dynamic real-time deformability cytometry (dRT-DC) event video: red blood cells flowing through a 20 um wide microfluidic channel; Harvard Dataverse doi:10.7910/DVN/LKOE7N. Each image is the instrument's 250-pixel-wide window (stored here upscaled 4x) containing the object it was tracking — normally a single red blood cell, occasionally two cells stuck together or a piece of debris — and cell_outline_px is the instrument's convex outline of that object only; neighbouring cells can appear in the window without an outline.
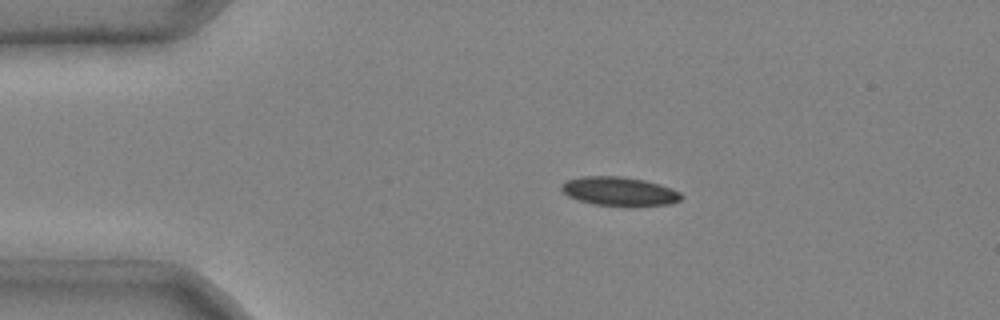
{"species": "common noctule bat (a hibernating species)", "species_latin": "Nyctalus noctula", "temperature_condition": "cold", "stored_images_in_passage": 2, "camera_frame_rate_fps": 3000, "um_per_image_px": 0.085, "animal": {"sex": "male", "body_mass_g": 20.4}, "frame": {"image": 1, "passage_image": 1, "time_ms": 0.0, "image_size_px": [1000, 320], "cell_outline_px": [[684, 196], [680, 200], [672, 204], [632, 208], [624, 208], [592, 204], [568, 196], [560, 188], [560, 184], [564, 180], [580, 176], [620, 176], [644, 180], [660, 184], [672, 188], [680, 192]], "centroid_in_image_um": [52.66, 16.29], "position_along_channel_um": 32.3, "area_um2": 21.04}}